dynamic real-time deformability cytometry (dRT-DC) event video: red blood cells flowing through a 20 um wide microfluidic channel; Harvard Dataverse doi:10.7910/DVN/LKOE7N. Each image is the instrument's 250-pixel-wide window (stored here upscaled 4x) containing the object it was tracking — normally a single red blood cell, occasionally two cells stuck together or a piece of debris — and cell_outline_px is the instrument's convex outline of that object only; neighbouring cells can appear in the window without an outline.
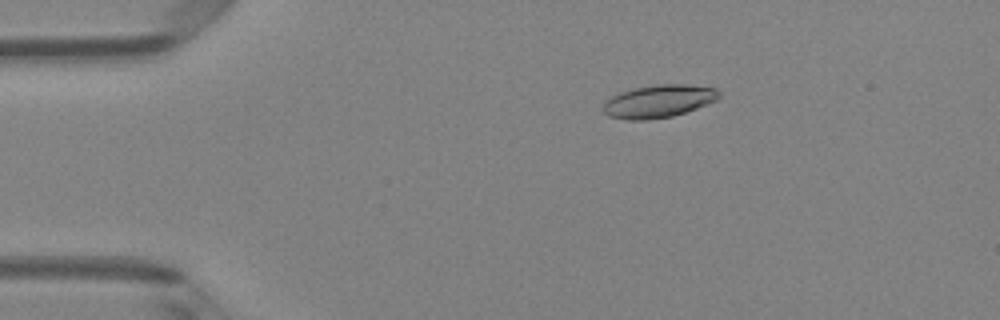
{"species": "Egyptian fruit bat (a non-hibernating species)", "species_latin": "Rousettus aegyptiacus", "temperature_condition": "room temperature", "stored_images_in_passage": 4, "camera_frame_rate_fps": 3000, "um_per_image_px": 0.085, "animal": {"sex": "female"}, "frame": {"image": 1, "passage_image": 3, "time_ms": 0.667, "image_size_px": [1000, 320], "cell_outline_px": [[720, 96], [716, 100], [708, 104], [672, 116], [648, 120], [628, 120], [608, 116], [600, 108], [612, 96], [620, 92], [636, 88], [656, 84], [684, 84], [716, 88], [720, 92]], "centroid_in_image_um": [55.97, 8.61], "position_along_channel_um": 29.0, "area_um2": 22.08}}